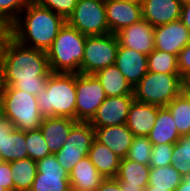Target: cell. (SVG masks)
I'll return each instance as SVG.
<instances>
[{
  "label": "cell",
  "mask_w": 190,
  "mask_h": 191,
  "mask_svg": "<svg viewBox=\"0 0 190 191\" xmlns=\"http://www.w3.org/2000/svg\"><path fill=\"white\" fill-rule=\"evenodd\" d=\"M52 71L46 52L19 43L8 32L0 42V86L38 96Z\"/></svg>",
  "instance_id": "6da1fadb"
},
{
  "label": "cell",
  "mask_w": 190,
  "mask_h": 191,
  "mask_svg": "<svg viewBox=\"0 0 190 191\" xmlns=\"http://www.w3.org/2000/svg\"><path fill=\"white\" fill-rule=\"evenodd\" d=\"M65 23L62 16L30 1L7 32L19 43L46 52Z\"/></svg>",
  "instance_id": "7a4b0ae2"
},
{
  "label": "cell",
  "mask_w": 190,
  "mask_h": 191,
  "mask_svg": "<svg viewBox=\"0 0 190 191\" xmlns=\"http://www.w3.org/2000/svg\"><path fill=\"white\" fill-rule=\"evenodd\" d=\"M76 73L51 72L45 90L37 96L43 117L76 120Z\"/></svg>",
  "instance_id": "3957f363"
},
{
  "label": "cell",
  "mask_w": 190,
  "mask_h": 191,
  "mask_svg": "<svg viewBox=\"0 0 190 191\" xmlns=\"http://www.w3.org/2000/svg\"><path fill=\"white\" fill-rule=\"evenodd\" d=\"M86 37L66 22L46 51L50 70L52 72L80 73Z\"/></svg>",
  "instance_id": "277c9868"
},
{
  "label": "cell",
  "mask_w": 190,
  "mask_h": 191,
  "mask_svg": "<svg viewBox=\"0 0 190 191\" xmlns=\"http://www.w3.org/2000/svg\"><path fill=\"white\" fill-rule=\"evenodd\" d=\"M0 114L21 131L39 129L44 118L36 96L11 86H0Z\"/></svg>",
  "instance_id": "5b68a950"
},
{
  "label": "cell",
  "mask_w": 190,
  "mask_h": 191,
  "mask_svg": "<svg viewBox=\"0 0 190 191\" xmlns=\"http://www.w3.org/2000/svg\"><path fill=\"white\" fill-rule=\"evenodd\" d=\"M182 93V76L180 74H163L147 72L133 88L136 101L166 107Z\"/></svg>",
  "instance_id": "8992f818"
},
{
  "label": "cell",
  "mask_w": 190,
  "mask_h": 191,
  "mask_svg": "<svg viewBox=\"0 0 190 191\" xmlns=\"http://www.w3.org/2000/svg\"><path fill=\"white\" fill-rule=\"evenodd\" d=\"M118 47L116 34L87 36L80 73L94 75L101 69L115 64Z\"/></svg>",
  "instance_id": "52a82bcc"
},
{
  "label": "cell",
  "mask_w": 190,
  "mask_h": 191,
  "mask_svg": "<svg viewBox=\"0 0 190 191\" xmlns=\"http://www.w3.org/2000/svg\"><path fill=\"white\" fill-rule=\"evenodd\" d=\"M66 22L86 36L111 33L107 23L105 0H78Z\"/></svg>",
  "instance_id": "ba28073f"
},
{
  "label": "cell",
  "mask_w": 190,
  "mask_h": 191,
  "mask_svg": "<svg viewBox=\"0 0 190 191\" xmlns=\"http://www.w3.org/2000/svg\"><path fill=\"white\" fill-rule=\"evenodd\" d=\"M95 139V130L89 122L77 121L65 141L56 154L57 161L67 171L83 158L88 156L92 142Z\"/></svg>",
  "instance_id": "9c48e42d"
},
{
  "label": "cell",
  "mask_w": 190,
  "mask_h": 191,
  "mask_svg": "<svg viewBox=\"0 0 190 191\" xmlns=\"http://www.w3.org/2000/svg\"><path fill=\"white\" fill-rule=\"evenodd\" d=\"M76 121L89 122L106 99L94 75L76 73Z\"/></svg>",
  "instance_id": "30bf717a"
},
{
  "label": "cell",
  "mask_w": 190,
  "mask_h": 191,
  "mask_svg": "<svg viewBox=\"0 0 190 191\" xmlns=\"http://www.w3.org/2000/svg\"><path fill=\"white\" fill-rule=\"evenodd\" d=\"M37 171L30 191H71L69 172L54 154L38 160Z\"/></svg>",
  "instance_id": "8fae6325"
},
{
  "label": "cell",
  "mask_w": 190,
  "mask_h": 191,
  "mask_svg": "<svg viewBox=\"0 0 190 191\" xmlns=\"http://www.w3.org/2000/svg\"><path fill=\"white\" fill-rule=\"evenodd\" d=\"M105 10L112 34L143 19L142 5L138 0H105Z\"/></svg>",
  "instance_id": "7c38bea8"
},
{
  "label": "cell",
  "mask_w": 190,
  "mask_h": 191,
  "mask_svg": "<svg viewBox=\"0 0 190 191\" xmlns=\"http://www.w3.org/2000/svg\"><path fill=\"white\" fill-rule=\"evenodd\" d=\"M134 96L106 97L89 123L93 128L125 124Z\"/></svg>",
  "instance_id": "4fadbf2b"
},
{
  "label": "cell",
  "mask_w": 190,
  "mask_h": 191,
  "mask_svg": "<svg viewBox=\"0 0 190 191\" xmlns=\"http://www.w3.org/2000/svg\"><path fill=\"white\" fill-rule=\"evenodd\" d=\"M154 29L148 21L141 19L116 33L119 45L149 55L155 49Z\"/></svg>",
  "instance_id": "5bb4252c"
},
{
  "label": "cell",
  "mask_w": 190,
  "mask_h": 191,
  "mask_svg": "<svg viewBox=\"0 0 190 191\" xmlns=\"http://www.w3.org/2000/svg\"><path fill=\"white\" fill-rule=\"evenodd\" d=\"M155 49L173 55L190 43V32L181 20L156 26L154 29Z\"/></svg>",
  "instance_id": "9a60e30c"
},
{
  "label": "cell",
  "mask_w": 190,
  "mask_h": 191,
  "mask_svg": "<svg viewBox=\"0 0 190 191\" xmlns=\"http://www.w3.org/2000/svg\"><path fill=\"white\" fill-rule=\"evenodd\" d=\"M115 65L134 88L148 72L147 55L119 45Z\"/></svg>",
  "instance_id": "2e32d148"
},
{
  "label": "cell",
  "mask_w": 190,
  "mask_h": 191,
  "mask_svg": "<svg viewBox=\"0 0 190 191\" xmlns=\"http://www.w3.org/2000/svg\"><path fill=\"white\" fill-rule=\"evenodd\" d=\"M141 5L142 18L154 27L181 19L180 0H144Z\"/></svg>",
  "instance_id": "e0dca14e"
},
{
  "label": "cell",
  "mask_w": 190,
  "mask_h": 191,
  "mask_svg": "<svg viewBox=\"0 0 190 191\" xmlns=\"http://www.w3.org/2000/svg\"><path fill=\"white\" fill-rule=\"evenodd\" d=\"M160 106L133 100L127 115L126 125L135 137H148Z\"/></svg>",
  "instance_id": "ac0fdd59"
},
{
  "label": "cell",
  "mask_w": 190,
  "mask_h": 191,
  "mask_svg": "<svg viewBox=\"0 0 190 191\" xmlns=\"http://www.w3.org/2000/svg\"><path fill=\"white\" fill-rule=\"evenodd\" d=\"M94 130L98 142L106 145L121 159L127 157L135 136L126 124L94 128Z\"/></svg>",
  "instance_id": "d6986e66"
},
{
  "label": "cell",
  "mask_w": 190,
  "mask_h": 191,
  "mask_svg": "<svg viewBox=\"0 0 190 191\" xmlns=\"http://www.w3.org/2000/svg\"><path fill=\"white\" fill-rule=\"evenodd\" d=\"M77 121L67 117H44L40 130L51 154H56L68 139L73 125Z\"/></svg>",
  "instance_id": "ffe728a7"
},
{
  "label": "cell",
  "mask_w": 190,
  "mask_h": 191,
  "mask_svg": "<svg viewBox=\"0 0 190 191\" xmlns=\"http://www.w3.org/2000/svg\"><path fill=\"white\" fill-rule=\"evenodd\" d=\"M104 179L88 156L69 172L71 191H96Z\"/></svg>",
  "instance_id": "44dd1931"
},
{
  "label": "cell",
  "mask_w": 190,
  "mask_h": 191,
  "mask_svg": "<svg viewBox=\"0 0 190 191\" xmlns=\"http://www.w3.org/2000/svg\"><path fill=\"white\" fill-rule=\"evenodd\" d=\"M94 76L102 85L106 97L134 96L133 88L115 64L101 69Z\"/></svg>",
  "instance_id": "7402d4cb"
},
{
  "label": "cell",
  "mask_w": 190,
  "mask_h": 191,
  "mask_svg": "<svg viewBox=\"0 0 190 191\" xmlns=\"http://www.w3.org/2000/svg\"><path fill=\"white\" fill-rule=\"evenodd\" d=\"M180 137L171 112L166 107H161L148 139L152 145H160L175 144Z\"/></svg>",
  "instance_id": "603a6c76"
},
{
  "label": "cell",
  "mask_w": 190,
  "mask_h": 191,
  "mask_svg": "<svg viewBox=\"0 0 190 191\" xmlns=\"http://www.w3.org/2000/svg\"><path fill=\"white\" fill-rule=\"evenodd\" d=\"M88 157L104 178H116L121 158L106 145L94 139Z\"/></svg>",
  "instance_id": "cb8c5ba5"
},
{
  "label": "cell",
  "mask_w": 190,
  "mask_h": 191,
  "mask_svg": "<svg viewBox=\"0 0 190 191\" xmlns=\"http://www.w3.org/2000/svg\"><path fill=\"white\" fill-rule=\"evenodd\" d=\"M150 166L129 160L127 157L121 159L116 179L120 185H140L142 188L148 186Z\"/></svg>",
  "instance_id": "d4e9b609"
},
{
  "label": "cell",
  "mask_w": 190,
  "mask_h": 191,
  "mask_svg": "<svg viewBox=\"0 0 190 191\" xmlns=\"http://www.w3.org/2000/svg\"><path fill=\"white\" fill-rule=\"evenodd\" d=\"M14 191H30L37 174V162L31 158L10 162Z\"/></svg>",
  "instance_id": "484cf974"
},
{
  "label": "cell",
  "mask_w": 190,
  "mask_h": 191,
  "mask_svg": "<svg viewBox=\"0 0 190 191\" xmlns=\"http://www.w3.org/2000/svg\"><path fill=\"white\" fill-rule=\"evenodd\" d=\"M26 158H28L26 131L14 128L11 133L5 137L4 153H0V161L12 162Z\"/></svg>",
  "instance_id": "4316f807"
},
{
  "label": "cell",
  "mask_w": 190,
  "mask_h": 191,
  "mask_svg": "<svg viewBox=\"0 0 190 191\" xmlns=\"http://www.w3.org/2000/svg\"><path fill=\"white\" fill-rule=\"evenodd\" d=\"M182 179L183 177L172 165L150 168L148 186L175 191Z\"/></svg>",
  "instance_id": "83f0119b"
},
{
  "label": "cell",
  "mask_w": 190,
  "mask_h": 191,
  "mask_svg": "<svg viewBox=\"0 0 190 191\" xmlns=\"http://www.w3.org/2000/svg\"><path fill=\"white\" fill-rule=\"evenodd\" d=\"M166 108L171 112L179 134L187 135L190 130V99L181 93Z\"/></svg>",
  "instance_id": "f1b7e54d"
},
{
  "label": "cell",
  "mask_w": 190,
  "mask_h": 191,
  "mask_svg": "<svg viewBox=\"0 0 190 191\" xmlns=\"http://www.w3.org/2000/svg\"><path fill=\"white\" fill-rule=\"evenodd\" d=\"M148 71L163 74H179L177 56L154 49L148 56Z\"/></svg>",
  "instance_id": "f546056e"
},
{
  "label": "cell",
  "mask_w": 190,
  "mask_h": 191,
  "mask_svg": "<svg viewBox=\"0 0 190 191\" xmlns=\"http://www.w3.org/2000/svg\"><path fill=\"white\" fill-rule=\"evenodd\" d=\"M184 178L190 174V137L182 135L174 144L171 164Z\"/></svg>",
  "instance_id": "4dcf8cb0"
},
{
  "label": "cell",
  "mask_w": 190,
  "mask_h": 191,
  "mask_svg": "<svg viewBox=\"0 0 190 191\" xmlns=\"http://www.w3.org/2000/svg\"><path fill=\"white\" fill-rule=\"evenodd\" d=\"M26 149L28 152V158H31L36 162L52 155L46 145L40 128L26 131Z\"/></svg>",
  "instance_id": "1f68e13d"
},
{
  "label": "cell",
  "mask_w": 190,
  "mask_h": 191,
  "mask_svg": "<svg viewBox=\"0 0 190 191\" xmlns=\"http://www.w3.org/2000/svg\"><path fill=\"white\" fill-rule=\"evenodd\" d=\"M31 0H0V23L8 29Z\"/></svg>",
  "instance_id": "d6a6232c"
},
{
  "label": "cell",
  "mask_w": 190,
  "mask_h": 191,
  "mask_svg": "<svg viewBox=\"0 0 190 191\" xmlns=\"http://www.w3.org/2000/svg\"><path fill=\"white\" fill-rule=\"evenodd\" d=\"M152 143L148 137H134L127 158L141 164L149 165L151 161Z\"/></svg>",
  "instance_id": "836d02e7"
},
{
  "label": "cell",
  "mask_w": 190,
  "mask_h": 191,
  "mask_svg": "<svg viewBox=\"0 0 190 191\" xmlns=\"http://www.w3.org/2000/svg\"><path fill=\"white\" fill-rule=\"evenodd\" d=\"M31 2L49 8L67 20L73 13L78 0H31Z\"/></svg>",
  "instance_id": "e575fe53"
},
{
  "label": "cell",
  "mask_w": 190,
  "mask_h": 191,
  "mask_svg": "<svg viewBox=\"0 0 190 191\" xmlns=\"http://www.w3.org/2000/svg\"><path fill=\"white\" fill-rule=\"evenodd\" d=\"M174 144H160L152 146L150 168L168 166L172 164Z\"/></svg>",
  "instance_id": "d590c367"
},
{
  "label": "cell",
  "mask_w": 190,
  "mask_h": 191,
  "mask_svg": "<svg viewBox=\"0 0 190 191\" xmlns=\"http://www.w3.org/2000/svg\"><path fill=\"white\" fill-rule=\"evenodd\" d=\"M179 74L183 77L190 74V43H188L177 55Z\"/></svg>",
  "instance_id": "8d00e7d4"
},
{
  "label": "cell",
  "mask_w": 190,
  "mask_h": 191,
  "mask_svg": "<svg viewBox=\"0 0 190 191\" xmlns=\"http://www.w3.org/2000/svg\"><path fill=\"white\" fill-rule=\"evenodd\" d=\"M0 185L7 191H14L10 162L0 161Z\"/></svg>",
  "instance_id": "74e56055"
},
{
  "label": "cell",
  "mask_w": 190,
  "mask_h": 191,
  "mask_svg": "<svg viewBox=\"0 0 190 191\" xmlns=\"http://www.w3.org/2000/svg\"><path fill=\"white\" fill-rule=\"evenodd\" d=\"M13 129V124L0 114V153H4L5 137L10 134Z\"/></svg>",
  "instance_id": "f35d334b"
},
{
  "label": "cell",
  "mask_w": 190,
  "mask_h": 191,
  "mask_svg": "<svg viewBox=\"0 0 190 191\" xmlns=\"http://www.w3.org/2000/svg\"><path fill=\"white\" fill-rule=\"evenodd\" d=\"M96 191H121L116 178H105Z\"/></svg>",
  "instance_id": "ab89813d"
},
{
  "label": "cell",
  "mask_w": 190,
  "mask_h": 191,
  "mask_svg": "<svg viewBox=\"0 0 190 191\" xmlns=\"http://www.w3.org/2000/svg\"><path fill=\"white\" fill-rule=\"evenodd\" d=\"M180 20L183 22L184 26L190 32V2L182 5L181 19Z\"/></svg>",
  "instance_id": "60d3db41"
},
{
  "label": "cell",
  "mask_w": 190,
  "mask_h": 191,
  "mask_svg": "<svg viewBox=\"0 0 190 191\" xmlns=\"http://www.w3.org/2000/svg\"><path fill=\"white\" fill-rule=\"evenodd\" d=\"M182 93L190 99V74L182 77Z\"/></svg>",
  "instance_id": "b9f144b4"
},
{
  "label": "cell",
  "mask_w": 190,
  "mask_h": 191,
  "mask_svg": "<svg viewBox=\"0 0 190 191\" xmlns=\"http://www.w3.org/2000/svg\"><path fill=\"white\" fill-rule=\"evenodd\" d=\"M175 191H190V174L182 179L181 184L175 189Z\"/></svg>",
  "instance_id": "7bdbcfd3"
},
{
  "label": "cell",
  "mask_w": 190,
  "mask_h": 191,
  "mask_svg": "<svg viewBox=\"0 0 190 191\" xmlns=\"http://www.w3.org/2000/svg\"><path fill=\"white\" fill-rule=\"evenodd\" d=\"M121 191H144L140 185H120Z\"/></svg>",
  "instance_id": "ee69618b"
},
{
  "label": "cell",
  "mask_w": 190,
  "mask_h": 191,
  "mask_svg": "<svg viewBox=\"0 0 190 191\" xmlns=\"http://www.w3.org/2000/svg\"><path fill=\"white\" fill-rule=\"evenodd\" d=\"M144 191H170L169 189H154V186H147Z\"/></svg>",
  "instance_id": "f6af8a7d"
},
{
  "label": "cell",
  "mask_w": 190,
  "mask_h": 191,
  "mask_svg": "<svg viewBox=\"0 0 190 191\" xmlns=\"http://www.w3.org/2000/svg\"><path fill=\"white\" fill-rule=\"evenodd\" d=\"M6 32H7V29L4 28V27L2 26V24L0 23V42H1V39H2L3 35H4Z\"/></svg>",
  "instance_id": "bcb514c9"
},
{
  "label": "cell",
  "mask_w": 190,
  "mask_h": 191,
  "mask_svg": "<svg viewBox=\"0 0 190 191\" xmlns=\"http://www.w3.org/2000/svg\"><path fill=\"white\" fill-rule=\"evenodd\" d=\"M180 1L182 2V4L190 2V0H180Z\"/></svg>",
  "instance_id": "7dc6e473"
},
{
  "label": "cell",
  "mask_w": 190,
  "mask_h": 191,
  "mask_svg": "<svg viewBox=\"0 0 190 191\" xmlns=\"http://www.w3.org/2000/svg\"><path fill=\"white\" fill-rule=\"evenodd\" d=\"M0 191H7L3 186L0 185Z\"/></svg>",
  "instance_id": "c3c4849f"
}]
</instances>
